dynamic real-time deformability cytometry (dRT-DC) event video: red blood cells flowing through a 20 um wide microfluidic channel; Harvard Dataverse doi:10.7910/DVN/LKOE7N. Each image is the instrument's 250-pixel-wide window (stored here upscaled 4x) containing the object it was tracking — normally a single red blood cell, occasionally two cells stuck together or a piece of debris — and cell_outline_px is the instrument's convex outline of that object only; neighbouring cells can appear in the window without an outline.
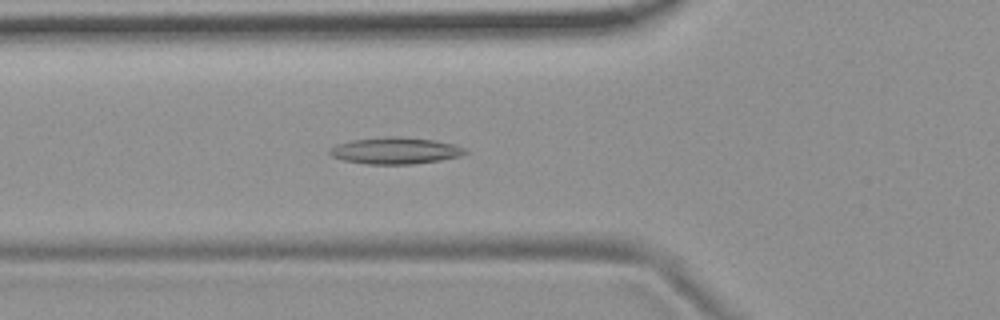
{"species": "common noctule bat (a hibernating species)", "species_latin": "Nyctalus noctula", "temperature_condition": "room temperature", "stored_images_in_passage": 55, "camera_frame_rate_fps": 3000, "um_per_image_px": 0.085, "animal": {"sex": "female", "body_mass_g": 19.9}, "frame": {"image": 1, "passage_image": 20, "time_ms": 6.333, "image_size_px": [1000, 320], "cell_outline_px": [[468, 152], [460, 156], [440, 160], [412, 164], [368, 164], [344, 160], [332, 156], [328, 152], [328, 148], [336, 144], [352, 140], [384, 136], [400, 136], [436, 140], [452, 144], [464, 148]], "centroid_in_image_um": [33.57, 12.79], "position_along_channel_um": 92.2, "area_um2": 21.1}}
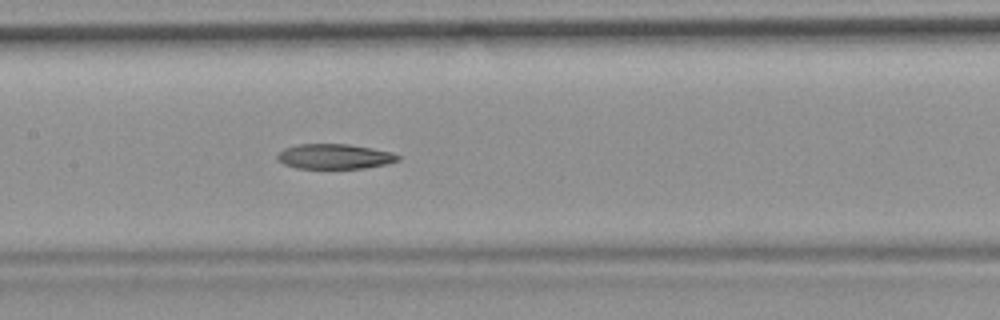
{"frame": {"image": 2, "passage_image": 27, "time_ms": 8.667, "image_size_px": [1000, 320], "cell_outline_px": [[400, 160], [384, 164], [364, 168], [296, 168], [284, 164], [276, 156], [284, 148], [296, 144], [348, 144], [372, 148], [392, 152], [400, 156]], "centroid_in_image_um": [28.44, 13.29], "position_along_channel_um": 179.0, "area_um2": 17.46}}
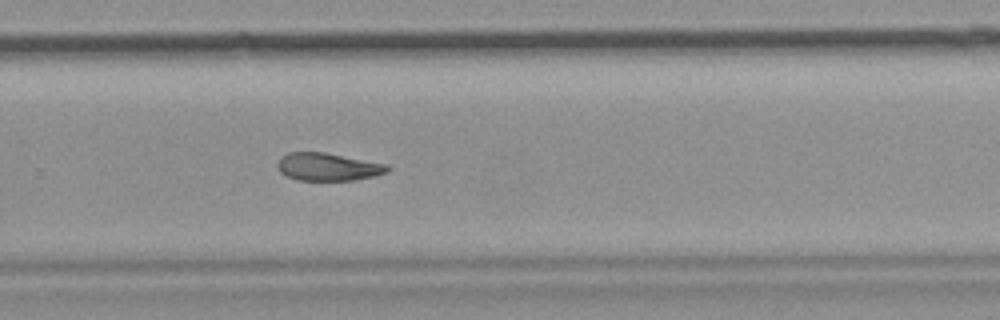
{"frame": {"image": 3, "passage_image": 37, "time_ms": 12.0, "image_size_px": [1000, 320], "cell_outline_px": [[392, 168], [388, 172], [372, 176], [352, 180], [296, 180], [280, 172], [276, 164], [280, 156], [288, 152], [324, 152], [388, 164]], "centroid_in_image_um": [27.87, 14.17], "position_along_channel_um": 301.9, "area_um2": 17.86}}